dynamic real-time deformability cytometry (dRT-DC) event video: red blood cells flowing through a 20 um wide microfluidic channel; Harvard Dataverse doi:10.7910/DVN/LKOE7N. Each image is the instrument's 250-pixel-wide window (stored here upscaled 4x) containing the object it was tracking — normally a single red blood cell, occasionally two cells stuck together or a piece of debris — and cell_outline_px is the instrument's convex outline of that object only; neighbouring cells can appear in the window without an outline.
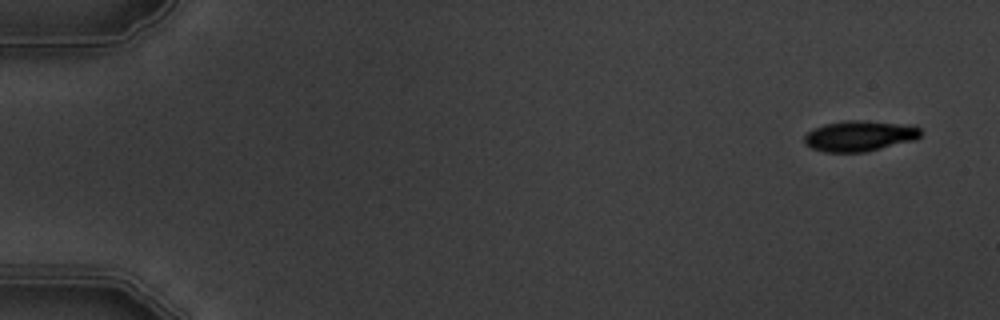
{"species": "common noctule bat (a hibernating species)", "species_latin": "Nyctalus noctula", "temperature_condition": "warm", "stored_images_in_passage": 5, "camera_frame_rate_fps": 3000, "um_per_image_px": 0.085, "animal": {"sex": "male", "body_mass_g": 19.5, "forearm_length_mm": 54.6}, "frame": {"image": 1, "passage_image": 1, "time_ms": 0.0, "image_size_px": [1000, 320], "cell_outline_px": [[920, 136], [916, 140], [864, 152], [824, 152], [812, 148], [804, 144], [804, 136], [808, 132], [824, 124], [848, 120], [860, 120], [916, 124], [920, 128]], "centroid_in_image_um": [73.11, 11.54], "position_along_channel_um": 11.9, "area_um2": 20.98}}
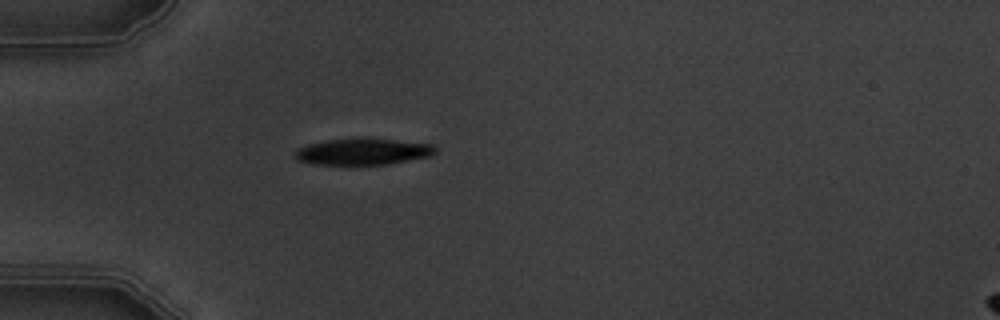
{"frame": {"image": 2, "passage_image": 5, "time_ms": 4.667, "image_size_px": [1000, 320], "cell_outline_px": [[436, 152], [432, 156], [388, 164], [316, 164], [300, 160], [292, 152], [296, 148], [308, 144], [328, 140], [360, 136], [432, 144], [436, 148]], "centroid_in_image_um": [30.86, 12.86], "position_along_channel_um": 54.1, "area_um2": 21.91}}